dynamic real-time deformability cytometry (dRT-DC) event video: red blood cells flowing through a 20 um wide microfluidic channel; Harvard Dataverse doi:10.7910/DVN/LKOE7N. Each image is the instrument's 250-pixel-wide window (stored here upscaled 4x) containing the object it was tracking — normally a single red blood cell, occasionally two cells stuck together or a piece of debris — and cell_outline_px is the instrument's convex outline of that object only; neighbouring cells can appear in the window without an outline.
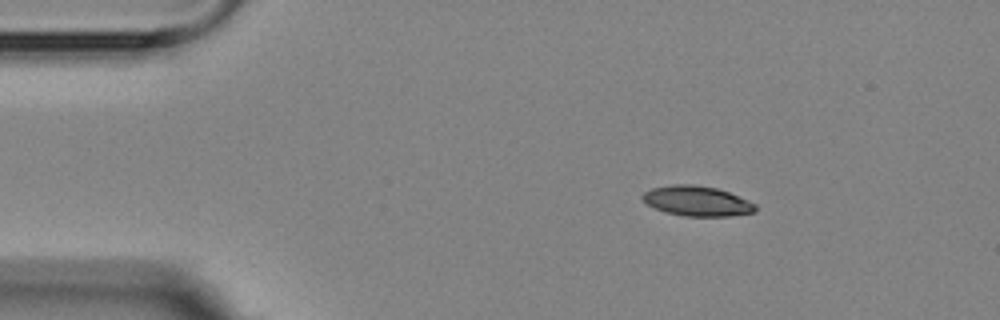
{"species": "Egyptian fruit bat (a non-hibernating species)", "species_latin": "Rousettus aegyptiacus", "temperature_condition": "room temperature", "stored_images_in_passage": 3, "camera_frame_rate_fps": 3000, "um_per_image_px": 0.085, "animal": {"sex": "female"}, "frame": {"image": 1, "passage_image": 2, "time_ms": 1.0, "image_size_px": [1000, 320], "cell_outline_px": [[756, 212], [732, 216], [684, 216], [668, 212], [656, 208], [648, 204], [640, 196], [644, 192], [652, 188], [672, 184], [692, 184], [716, 188], [728, 192], [748, 200], [756, 204]], "centroid_in_image_um": [59.27, 17.08], "position_along_channel_um": 25.7, "area_um2": 19.65}}